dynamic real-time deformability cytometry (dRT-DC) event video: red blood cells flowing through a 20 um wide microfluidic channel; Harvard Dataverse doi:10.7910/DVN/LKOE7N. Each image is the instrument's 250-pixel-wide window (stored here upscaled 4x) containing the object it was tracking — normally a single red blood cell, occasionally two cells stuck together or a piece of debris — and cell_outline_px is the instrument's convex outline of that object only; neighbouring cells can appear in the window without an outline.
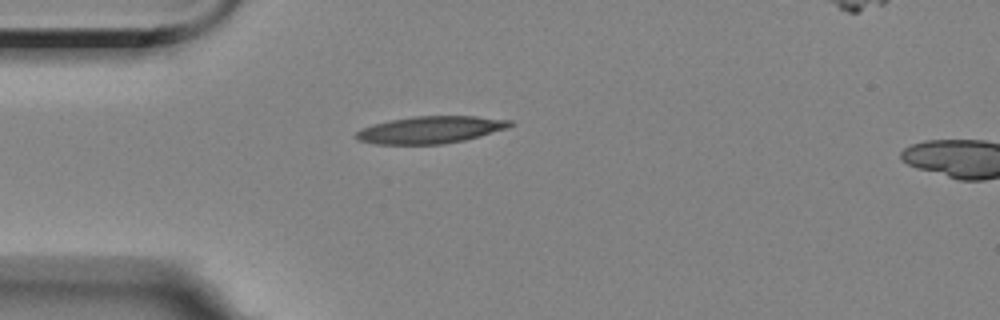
{"species": "Egyptian fruit bat (a non-hibernating species)", "species_latin": "Rousettus aegyptiacus", "temperature_condition": "room temperature", "stored_images_in_passage": 2, "camera_frame_rate_fps": 3000, "um_per_image_px": 0.085, "animal": {"sex": "female"}, "frame": {"image": 1, "passage_image": 1, "time_ms": 0.0, "image_size_px": [1000, 320], "cell_outline_px": [[516, 124], [508, 128], [480, 136], [464, 140], [444, 144], [376, 144], [360, 140], [352, 136], [356, 132], [372, 124], [392, 120], [416, 116], [476, 116], [512, 120]], "centroid_in_image_um": [36.64, 11.03], "position_along_channel_um": 48.4, "area_um2": 24.33}}